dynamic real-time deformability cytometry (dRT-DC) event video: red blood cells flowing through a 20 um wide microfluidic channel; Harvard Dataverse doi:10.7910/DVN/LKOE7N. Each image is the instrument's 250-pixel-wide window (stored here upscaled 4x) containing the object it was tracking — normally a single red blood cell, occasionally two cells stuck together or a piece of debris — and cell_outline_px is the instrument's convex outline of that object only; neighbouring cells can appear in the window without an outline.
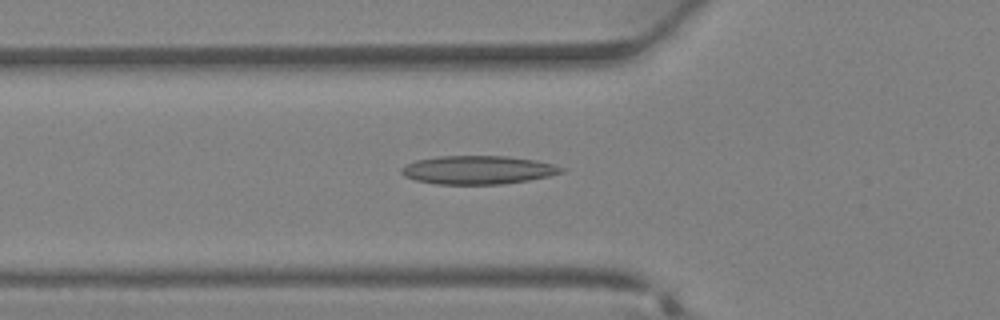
{"species": "Egyptian fruit bat (a non-hibernating species)", "species_latin": "Rousettus aegyptiacus", "temperature_condition": "warm", "stored_images_in_passage": 29, "camera_frame_rate_fps": 3000, "um_per_image_px": 0.085, "animal": {"sex": "female"}, "frame": {"image": 1, "passage_image": 5, "time_ms": 1.333, "image_size_px": [1000, 320], "cell_outline_px": [[564, 172], [548, 176], [528, 180], [504, 184], [436, 184], [416, 180], [404, 176], [400, 172], [400, 168], [416, 160], [436, 156], [508, 156], [536, 160], [552, 164], [564, 168]], "centroid_in_image_um": [40.61, 14.44], "position_along_channel_um": 85.2, "area_um2": 26.53}}
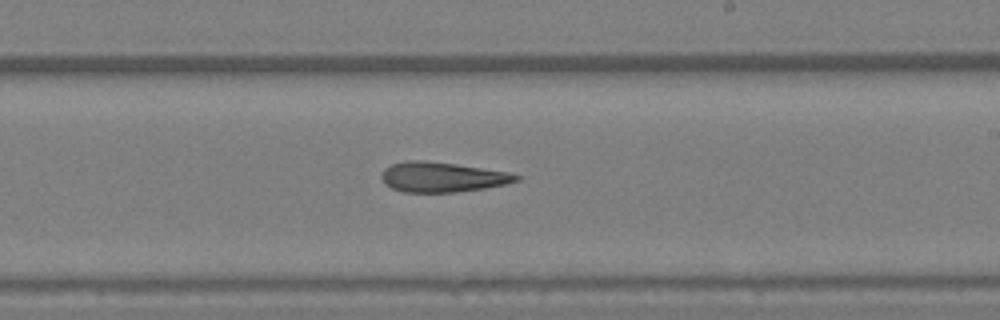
{"frame": {"image": 2, "passage_image": 14, "time_ms": 4.333, "image_size_px": [1000, 320], "cell_outline_px": [[520, 180], [504, 184], [484, 188], [456, 192], [404, 192], [392, 188], [384, 184], [380, 176], [384, 168], [392, 164], [408, 160], [420, 160], [456, 164], [508, 172], [520, 176]], "centroid_in_image_um": [37.55, 15.05], "position_along_channel_um": 251.5, "area_um2": 23.41}}
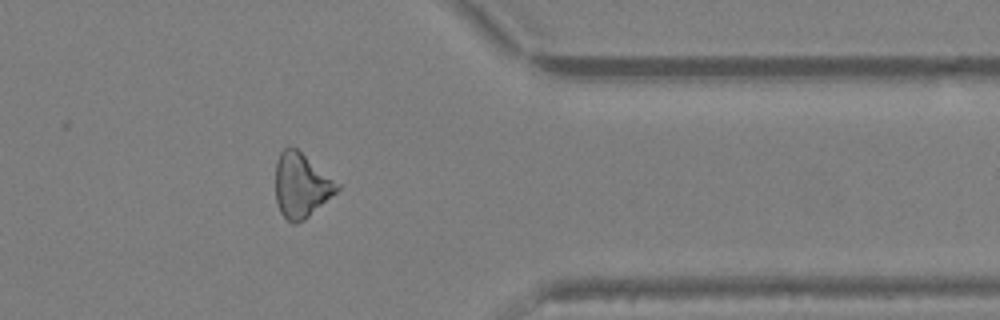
{"frame": {"image": 3, "passage_image": 22, "time_ms": 7.0, "image_size_px": [1000, 320], "cell_outline_px": [[340, 188], [336, 192], [304, 220], [296, 224], [292, 224], [280, 212], [276, 200], [276, 164], [280, 152], [284, 148], [296, 148], [340, 184]], "centroid_in_image_um": [25.6, 15.77], "position_along_channel_um": 385.8, "area_um2": 22.77}}